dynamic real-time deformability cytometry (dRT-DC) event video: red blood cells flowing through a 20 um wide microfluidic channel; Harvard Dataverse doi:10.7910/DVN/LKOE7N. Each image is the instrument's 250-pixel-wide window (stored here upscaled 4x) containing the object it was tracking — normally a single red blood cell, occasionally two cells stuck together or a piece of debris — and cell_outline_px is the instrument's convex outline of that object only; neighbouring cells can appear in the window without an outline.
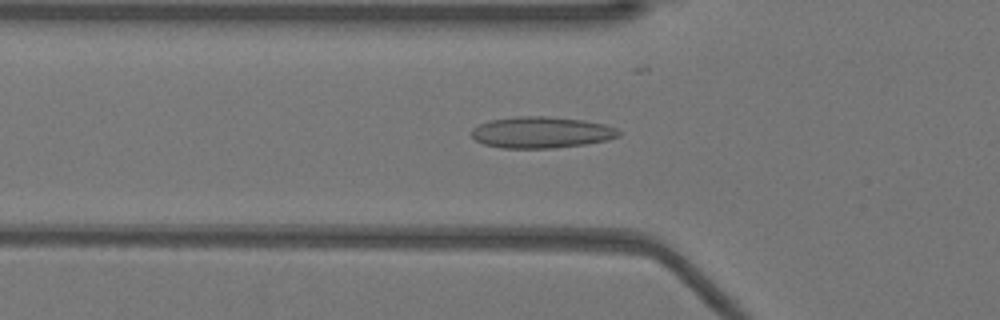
{"species": "Egyptian fruit bat (a non-hibernating species)", "species_latin": "Rousettus aegyptiacus", "temperature_condition": "warm", "stored_images_in_passage": 49, "camera_frame_rate_fps": 3000, "um_per_image_px": 0.085, "animal": {"sex": "female"}, "frame": {"image": 1, "passage_image": 16, "time_ms": 5.0, "image_size_px": [1000, 320], "cell_outline_px": [[620, 136], [608, 140], [584, 144], [552, 148], [500, 148], [484, 144], [476, 140], [472, 136], [472, 128], [488, 120], [516, 116], [548, 116], [584, 120], [604, 124], [616, 128], [620, 132]], "centroid_in_image_um": [46.01, 11.24], "position_along_channel_um": 79.8, "area_um2": 26.99}}
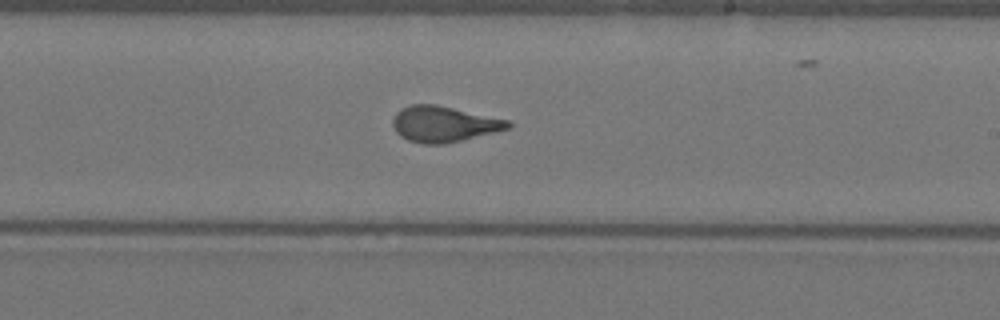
{"frame": {"image": 2, "passage_image": 29, "time_ms": 9.333, "image_size_px": [1000, 320], "cell_outline_px": [[512, 128], [444, 144], [424, 144], [408, 140], [400, 136], [396, 132], [392, 124], [392, 120], [396, 112], [400, 108], [412, 104], [436, 104], [512, 120]], "centroid_in_image_um": [37.75, 10.53], "position_along_channel_um": 251.3, "area_um2": 24.33}}
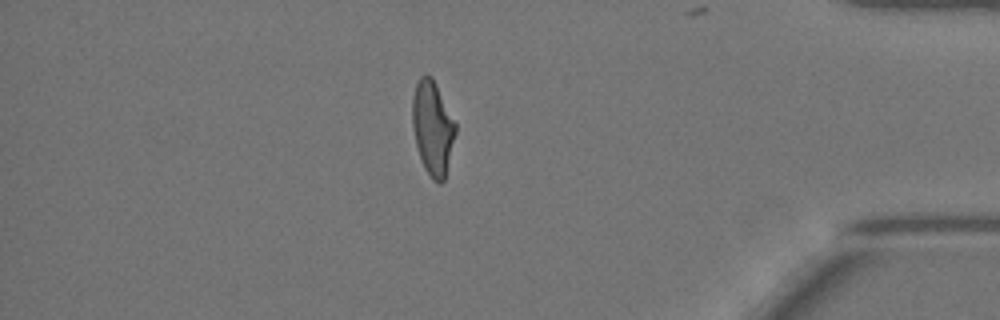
{"frame": {"image": 3, "passage_image": 43, "time_ms": 14.0, "image_size_px": [1000, 320], "cell_outline_px": [[456, 132], [444, 180], [440, 184], [432, 180], [424, 168], [416, 144], [412, 128], [412, 96], [416, 84], [420, 76], [424, 72], [432, 76], [456, 124]], "centroid_in_image_um": [36.75, 10.84], "position_along_channel_um": 398.4, "area_um2": 23.64}, "authors_computed_cell_mechanics": {"area_um2": 24.0448, "velocity_mm_per_s": 3.9363, "shape_relaxation_time_tau1_ms": null, "shape_relaxation_time_tau2_ms": 0.7002, "deformation_change_tau1": null, "deformation_change_tau2": 0.0618}}